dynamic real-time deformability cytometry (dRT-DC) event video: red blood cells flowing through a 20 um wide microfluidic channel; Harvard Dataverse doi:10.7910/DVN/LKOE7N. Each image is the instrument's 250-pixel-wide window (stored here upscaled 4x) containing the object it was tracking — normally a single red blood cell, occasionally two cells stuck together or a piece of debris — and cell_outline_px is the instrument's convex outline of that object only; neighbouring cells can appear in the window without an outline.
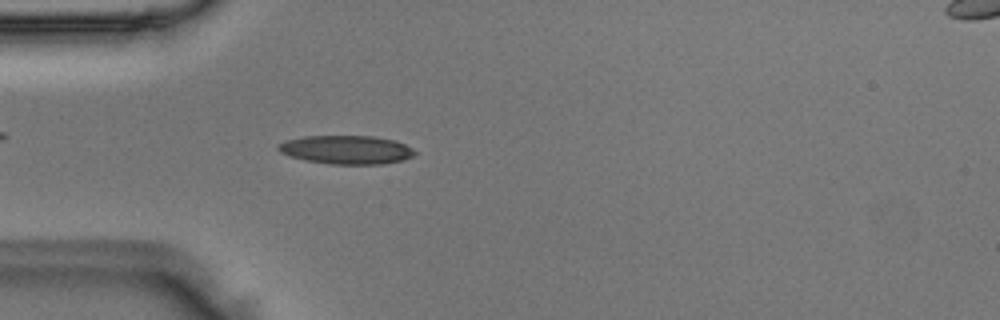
{"species": "Egyptian fruit bat (a non-hibernating species)", "species_latin": "Rousettus aegyptiacus", "temperature_condition": "room temperature", "stored_images_in_passage": 49, "camera_frame_rate_fps": 3000, "um_per_image_px": 0.085, "animal": {"sex": "male"}, "frame": {"image": 1, "passage_image": 14, "time_ms": 4.333, "image_size_px": [1000, 320], "cell_outline_px": [[416, 152], [412, 156], [404, 160], [384, 164], [328, 164], [304, 160], [288, 156], [280, 152], [276, 148], [276, 144], [284, 140], [304, 136], [372, 136], [396, 140], [412, 148]], "centroid_in_image_um": [29.4, 12.73], "position_along_channel_um": 55.6, "area_um2": 23.06}}
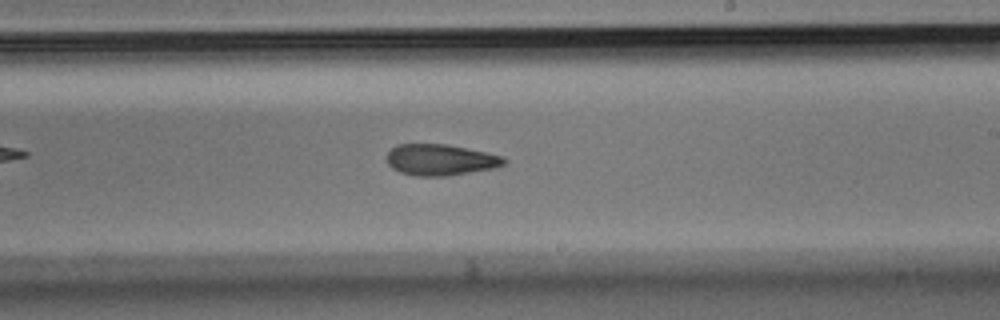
{"frame": {"image": 2, "passage_image": 29, "time_ms": 9.333, "image_size_px": [1000, 320], "cell_outline_px": [[508, 160], [504, 164], [492, 168], [448, 176], [416, 176], [400, 172], [392, 168], [388, 164], [388, 152], [396, 144], [448, 144], [504, 156]], "centroid_in_image_um": [37.44, 13.58], "position_along_channel_um": 251.6, "area_um2": 21.27}}
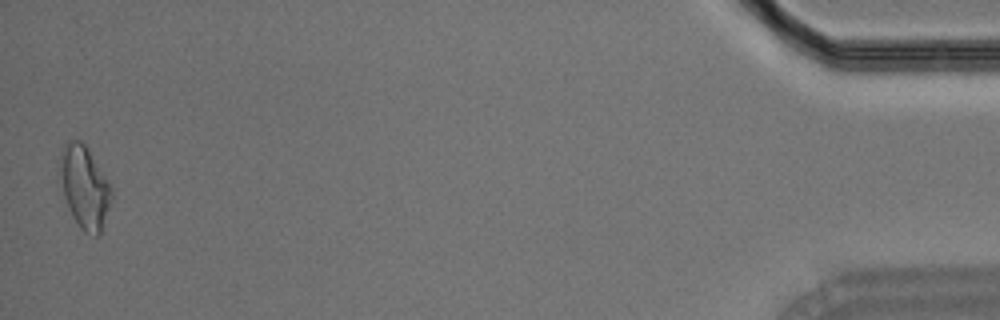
{"frame": {"image": 3, "passage_image": 49, "time_ms": 16.0, "image_size_px": [1000, 320], "cell_outline_px": [[112, 196], [100, 232], [96, 236], [84, 232], [80, 228], [72, 216], [68, 208], [56, 172], [60, 152], [64, 144], [68, 140], [80, 140], [88, 148], [112, 188]], "centroid_in_image_um": [7.11, 15.85], "position_along_channel_um": 428.1, "area_um2": 25.03}}